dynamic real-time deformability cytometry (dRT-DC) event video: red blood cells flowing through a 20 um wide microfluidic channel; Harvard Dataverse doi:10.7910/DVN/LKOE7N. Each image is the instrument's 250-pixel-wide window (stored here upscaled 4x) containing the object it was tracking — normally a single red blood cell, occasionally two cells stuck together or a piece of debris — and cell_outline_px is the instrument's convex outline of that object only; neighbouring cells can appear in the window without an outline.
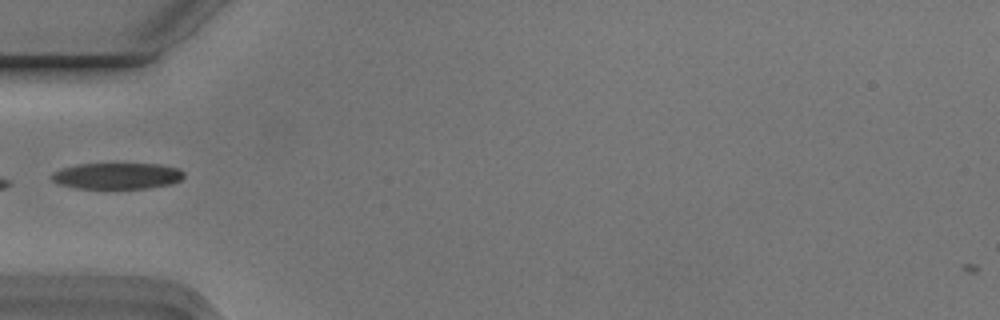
{"species": "Egyptian fruit bat (a non-hibernating species)", "species_latin": "Rousettus aegyptiacus", "temperature_condition": "cold", "stored_images_in_passage": 3, "camera_frame_rate_fps": 3000, "um_per_image_px": 0.085, "animal": {"sex": "male"}, "frame": {"image": 1, "passage_image": 3, "time_ms": 0.667, "image_size_px": [1000, 320], "cell_outline_px": [[184, 176], [180, 180], [172, 184], [148, 188], [76, 188], [60, 184], [52, 180], [48, 176], [52, 172], [60, 168], [80, 164], [160, 164], [180, 168], [184, 172]], "centroid_in_image_um": [9.95, 14.95], "position_along_channel_um": 75.1, "area_um2": 20.35}}